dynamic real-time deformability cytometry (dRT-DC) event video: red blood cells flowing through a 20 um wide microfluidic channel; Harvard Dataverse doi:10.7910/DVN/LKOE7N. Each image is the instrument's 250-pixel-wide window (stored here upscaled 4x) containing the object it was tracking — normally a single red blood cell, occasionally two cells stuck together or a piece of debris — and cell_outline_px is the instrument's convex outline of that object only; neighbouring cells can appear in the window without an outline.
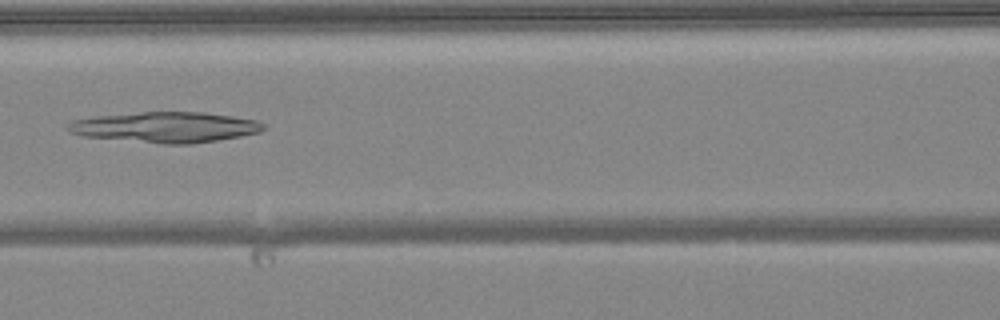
{"species": "common noctule bat (a hibernating species)", "species_latin": "Nyctalus noctula", "temperature_condition": "warm", "stored_images_in_passage": 36, "camera_frame_rate_fps": 3000, "um_per_image_px": 0.085, "animal": {"sex": "female", "body_mass_g": 24.6, "forearm_length_mm": 56.2}, "frame": {"image": 1, "passage_image": 8, "time_ms": 2.333, "image_size_px": [1000, 320], "cell_outline_px": [[264, 128], [260, 132], [240, 136], [192, 144], [164, 144], [84, 136], [68, 132], [64, 128], [72, 120], [96, 116], [140, 112], [204, 112], [232, 116], [256, 120], [264, 124]], "centroid_in_image_um": [14.03, 10.81], "position_along_channel_um": 152.6, "area_um2": 34.74}}
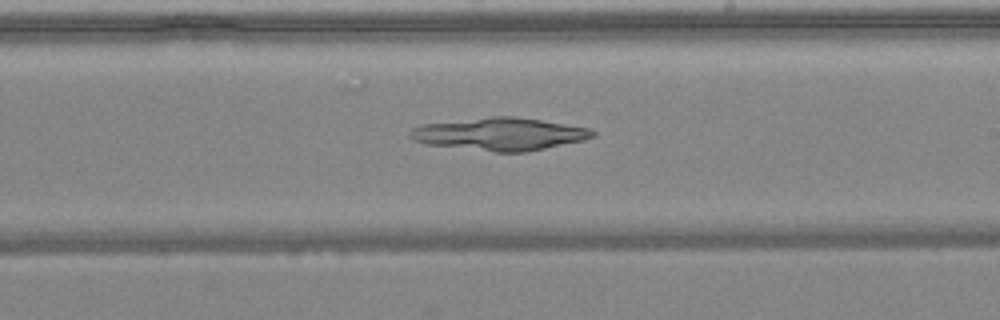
{"frame": {"image": 2, "passage_image": 15, "time_ms": 4.667, "image_size_px": [1000, 320], "cell_outline_px": [[596, 136], [584, 140], [524, 152], [492, 152], [424, 144], [412, 140], [408, 136], [408, 132], [412, 128], [420, 124], [492, 116], [512, 116], [540, 120], [592, 128], [596, 132]], "centroid_in_image_um": [42.44, 11.39], "position_along_channel_um": 246.6, "area_um2": 34.97}}
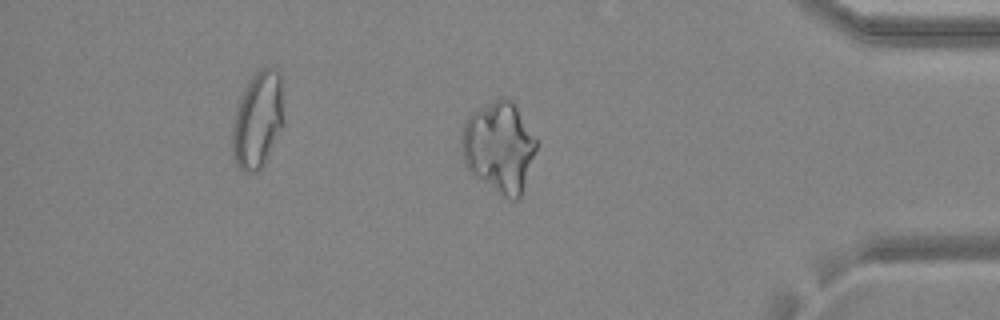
{"frame": {"image": 3, "passage_image": 28, "time_ms": 9.0, "image_size_px": [1000, 320], "cell_outline_px": [[536, 152], [520, 196], [516, 200], [512, 200], [500, 196], [476, 176], [464, 164], [460, 144], [460, 140], [464, 124], [468, 116], [472, 112], [500, 96], [512, 100], [536, 140]], "centroid_in_image_um": [42.4, 12.5], "position_along_channel_um": 392.8, "area_um2": 39.3}}